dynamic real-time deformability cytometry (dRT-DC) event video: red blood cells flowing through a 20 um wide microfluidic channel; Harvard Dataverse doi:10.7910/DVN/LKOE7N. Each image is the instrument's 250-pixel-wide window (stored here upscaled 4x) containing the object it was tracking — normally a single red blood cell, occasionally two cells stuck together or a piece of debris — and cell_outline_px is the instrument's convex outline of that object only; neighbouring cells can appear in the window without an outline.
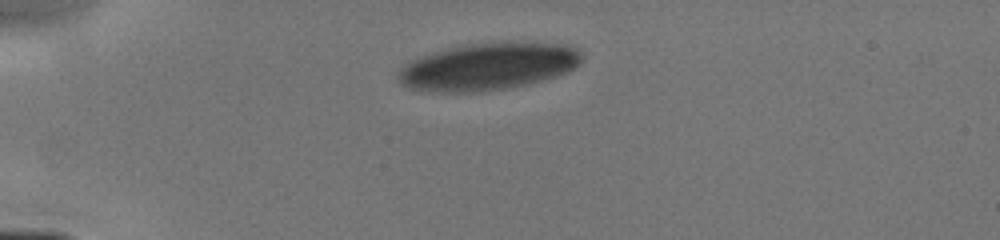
{"species": "human", "species_latin": "Homo sapiens", "temperature_condition": "cold", "stored_images_in_passage": 5, "camera_frame_rate_fps": 3000, "um_per_image_px": 0.085, "donor": {"sex": "male"}, "frame": {"image": 1, "passage_image": 1, "time_ms": 0.0, "image_size_px": [1000, 240], "cell_outline_px": [[580, 64], [568, 72], [556, 76], [528, 84], [480, 92], [432, 92], [412, 88], [400, 84], [396, 76], [396, 72], [408, 60], [420, 56], [448, 48], [464, 44], [500, 40], [516, 40], [568, 44], [576, 48], [580, 52]], "centroid_in_image_um": [41.48, 5.61], "position_along_channel_um": 43.5, "area_um2": 51.67}}
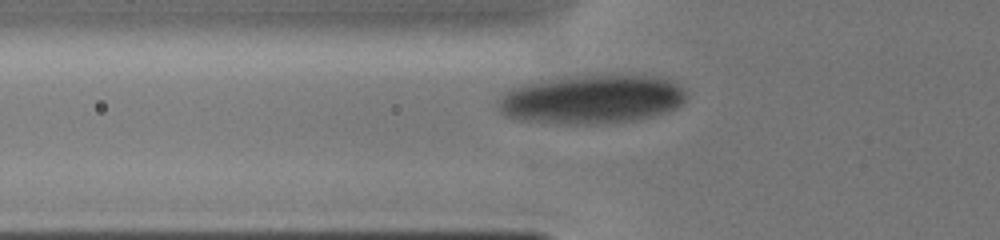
{"frame": {"image": 2, "passage_image": 3, "time_ms": 1.667, "image_size_px": [1000, 240], "cell_outline_px": [[684, 100], [676, 108], [668, 112], [636, 120], [604, 124], [540, 124], [516, 120], [504, 116], [500, 112], [496, 104], [504, 92], [508, 88], [532, 80], [572, 76], [652, 76], [668, 80], [684, 88]], "centroid_in_image_um": [50.15, 8.47], "position_along_channel_um": 75.6, "area_um2": 54.51}}
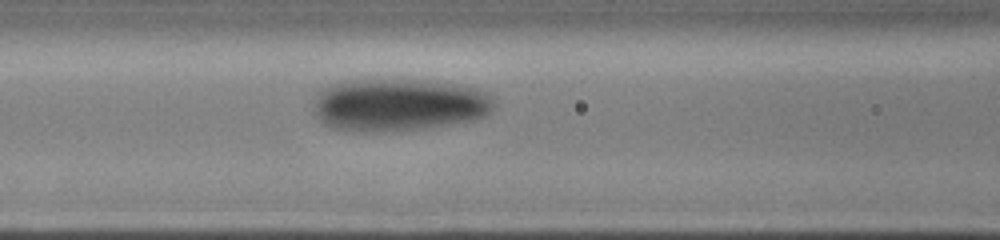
{"frame": {"image": 3, "passage_image": 5, "time_ms": 3.0, "image_size_px": [1000, 240], "cell_outline_px": [[496, 104], [492, 112], [484, 116], [472, 120], [420, 128], [364, 132], [332, 128], [324, 124], [316, 116], [312, 108], [320, 88], [344, 80], [428, 80], [456, 84], [476, 88], [488, 92], [496, 100]], "centroid_in_image_um": [33.9, 8.89], "position_along_channel_um": 132.7, "area_um2": 55.49}}